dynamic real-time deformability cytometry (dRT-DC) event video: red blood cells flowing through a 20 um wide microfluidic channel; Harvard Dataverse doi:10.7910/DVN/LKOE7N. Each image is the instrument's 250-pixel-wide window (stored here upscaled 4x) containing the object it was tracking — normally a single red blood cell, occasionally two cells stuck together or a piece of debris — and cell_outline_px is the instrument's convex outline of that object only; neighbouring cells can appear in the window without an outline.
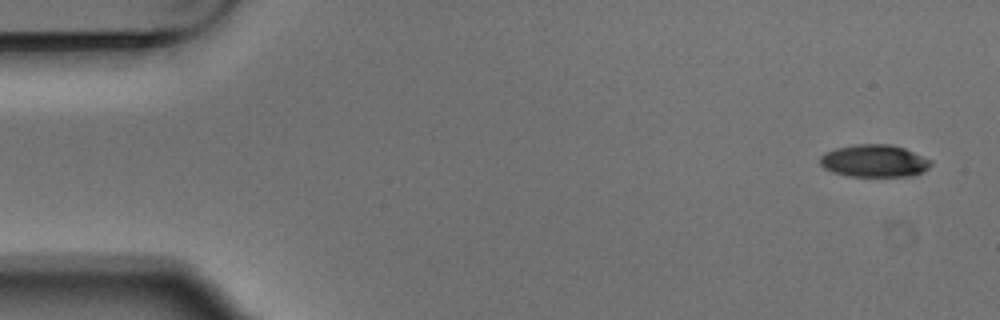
{"species": "Egyptian fruit bat (a non-hibernating species)", "species_latin": "Rousettus aegyptiacus", "temperature_condition": "warm", "stored_images_in_passage": 5, "camera_frame_rate_fps": 3000, "um_per_image_px": 0.085, "animal": {"sex": "male"}, "frame": {"image": 1, "passage_image": 1, "time_ms": 0.0, "image_size_px": [1000, 320], "cell_outline_px": [[932, 164], [924, 172], [912, 176], [848, 176], [832, 172], [824, 168], [820, 164], [820, 156], [824, 152], [836, 148], [860, 144], [892, 144], [904, 148], [932, 160]], "centroid_in_image_um": [74.32, 13.68], "position_along_channel_um": 10.7, "area_um2": 21.04}}
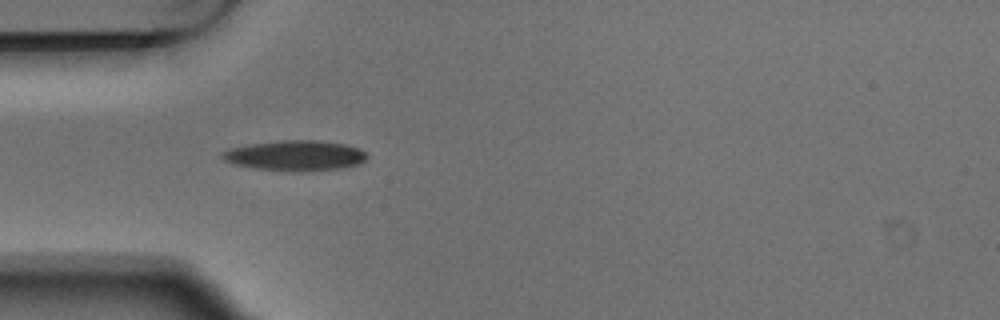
{"frame": {"image": 2, "passage_image": 4, "time_ms": 1.0, "image_size_px": [1000, 320], "cell_outline_px": [[368, 156], [360, 164], [340, 168], [292, 172], [256, 168], [236, 164], [224, 160], [220, 156], [228, 148], [248, 144], [280, 140], [316, 140], [344, 144], [360, 148]], "centroid_in_image_um": [25.09, 13.21], "position_along_channel_um": 59.9, "area_um2": 25.49}}
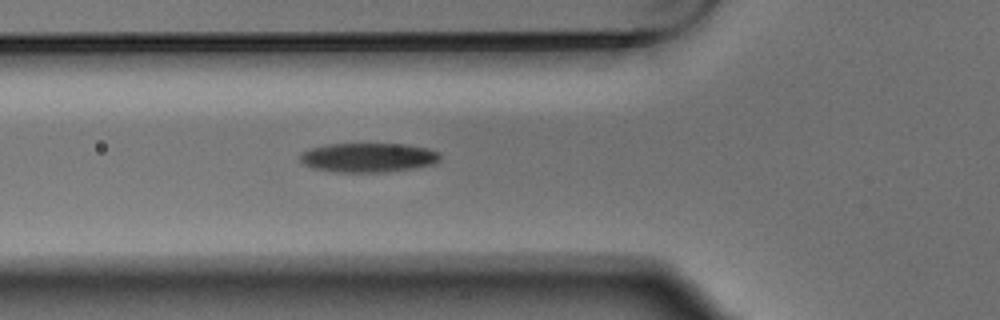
{"frame": {"image": 3, "passage_image": 5, "time_ms": 1.333, "image_size_px": [1000, 320], "cell_outline_px": [[440, 160], [436, 164], [416, 168], [384, 172], [336, 172], [312, 168], [304, 164], [300, 160], [300, 152], [308, 148], [324, 144], [404, 144], [428, 148], [440, 152]], "centroid_in_image_um": [31.3, 13.39], "position_along_channel_um": 94.5, "area_um2": 24.28}}